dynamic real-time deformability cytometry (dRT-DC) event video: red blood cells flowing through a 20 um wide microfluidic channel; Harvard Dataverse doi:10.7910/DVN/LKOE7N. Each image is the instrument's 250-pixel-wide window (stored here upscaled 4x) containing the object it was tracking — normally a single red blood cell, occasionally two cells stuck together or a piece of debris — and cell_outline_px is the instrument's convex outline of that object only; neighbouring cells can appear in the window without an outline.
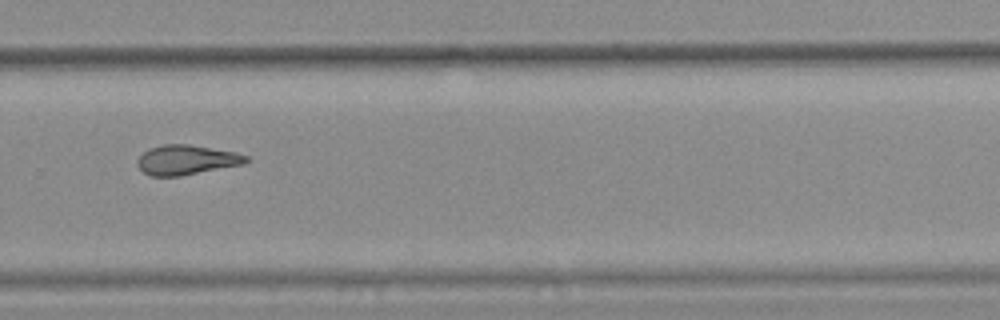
{"species": "common noctule bat (a hibernating species)", "species_latin": "Nyctalus noctula", "temperature_condition": "warm", "stored_images_in_passage": 12, "camera_frame_rate_fps": 3000, "um_per_image_px": 0.085, "animal": {"sex": "female", "body_mass_g": 25.1}, "frame": {"image": 1, "passage_image": 9, "time_ms": 2.667, "image_size_px": [1000, 320], "cell_outline_px": [[248, 160], [244, 164], [180, 176], [148, 176], [136, 164], [136, 160], [148, 148], [164, 144], [188, 144], [236, 152], [248, 156]], "centroid_in_image_um": [15.83, 13.59], "position_along_channel_um": 314.0, "area_um2": 18.84}}
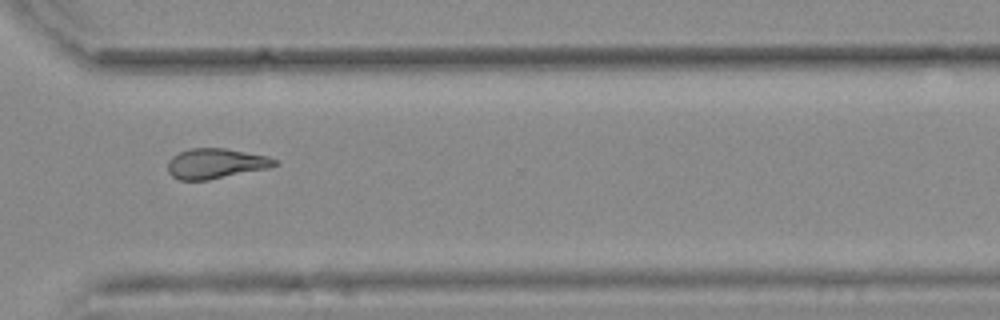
{"frame": {"image": 2, "passage_image": 10, "time_ms": 3.0, "image_size_px": [1000, 320], "cell_outline_px": [[280, 164], [268, 168], [208, 180], [180, 180], [172, 176], [168, 172], [168, 160], [172, 156], [188, 148], [224, 148], [268, 156], [276, 160]], "centroid_in_image_um": [18.32, 13.9], "position_along_channel_um": 352.3, "area_um2": 18.79}}